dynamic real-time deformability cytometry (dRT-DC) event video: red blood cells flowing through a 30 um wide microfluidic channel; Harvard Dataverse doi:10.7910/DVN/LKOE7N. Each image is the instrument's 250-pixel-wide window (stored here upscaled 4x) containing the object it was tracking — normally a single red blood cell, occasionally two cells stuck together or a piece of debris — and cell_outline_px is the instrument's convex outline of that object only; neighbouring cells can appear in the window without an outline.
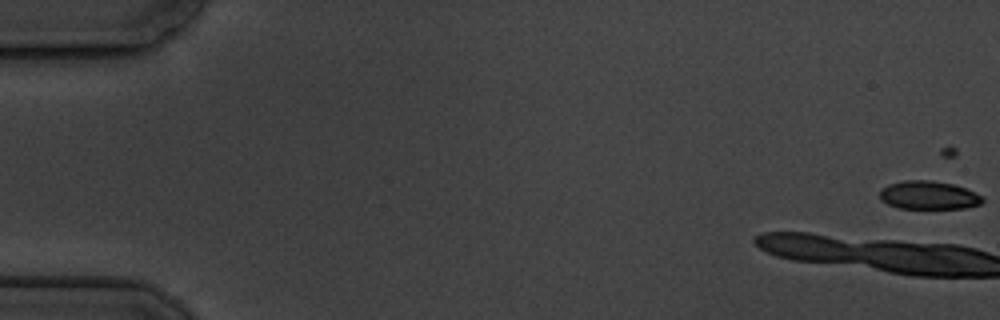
{"species": "common noctule bat (a hibernating species)", "species_latin": "Nyctalus noctula", "temperature_condition": "cold", "stored_images_in_passage": 6, "camera_frame_rate_fps": 3000, "um_per_image_px": 0.085, "animal": {"sex": "male", "body_mass_g": 19.5, "forearm_length_mm": 54.6}, "frame": {"image": 1, "passage_image": 1, "time_ms": 0.0, "image_size_px": [1000, 320], "cell_outline_px": [[984, 200], [980, 204], [964, 208], [900, 208], [888, 204], [880, 200], [880, 192], [888, 184], [904, 180], [932, 180], [952, 184], [964, 188], [984, 196]], "centroid_in_image_um": [78.94, 16.59], "position_along_channel_um": 6.1, "area_um2": 16.88}}